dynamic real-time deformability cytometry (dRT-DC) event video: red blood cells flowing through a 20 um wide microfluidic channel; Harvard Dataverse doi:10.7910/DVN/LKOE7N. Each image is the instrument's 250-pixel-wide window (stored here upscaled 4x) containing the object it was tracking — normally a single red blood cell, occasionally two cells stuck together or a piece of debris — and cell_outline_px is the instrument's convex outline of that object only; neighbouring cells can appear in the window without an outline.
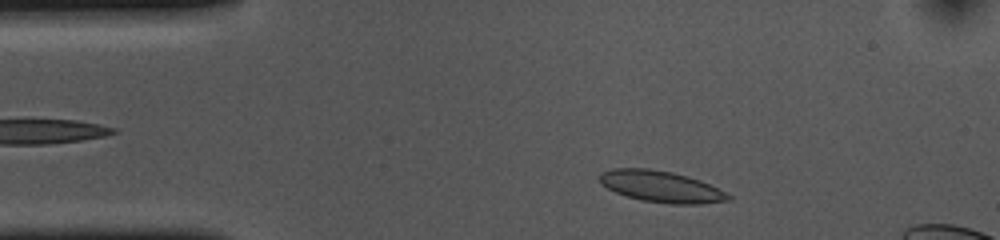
{"species": "common noctule bat (a hibernating species)", "species_latin": "Nyctalus noctula", "temperature_condition": "cold", "stored_images_in_passage": 41, "camera_frame_rate_fps": 3000, "um_per_image_px": 0.085, "animal": {"sex": "female", "body_mass_g": 10.0, "forearm_length_mm": 53.1}, "frame": {"image": 1, "passage_image": 4, "time_ms": 1.0, "image_size_px": [1000, 240], "cell_outline_px": [[732, 200], [704, 204], [672, 204], [640, 200], [616, 192], [600, 184], [596, 176], [600, 172], [612, 168], [648, 168], [672, 172], [688, 176], [700, 180], [732, 196]], "centroid_in_image_um": [56.15, 15.85], "position_along_channel_um": 28.8, "area_um2": 23.7}}
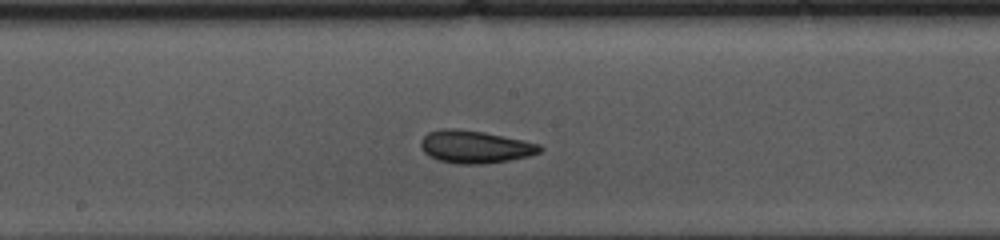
{"frame": {"image": 2, "passage_image": 22, "time_ms": 7.0, "image_size_px": [1000, 240], "cell_outline_px": [[544, 148], [540, 152], [528, 156], [508, 160], [484, 164], [456, 164], [440, 160], [424, 152], [420, 148], [420, 140], [428, 132], [440, 128], [456, 128], [484, 132], [504, 136], [540, 144]], "centroid_in_image_um": [40.36, 12.47], "position_along_channel_um": 207.8, "area_um2": 22.66}}
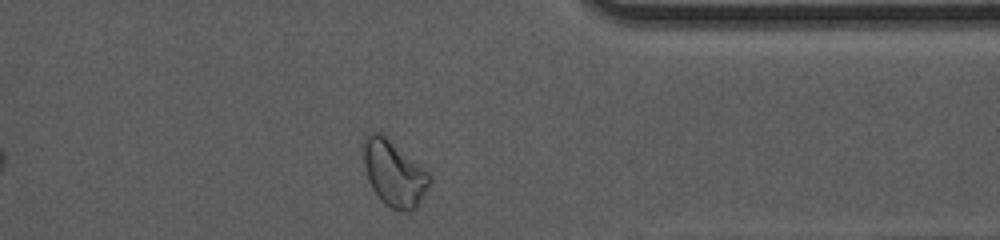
{"frame": {"image": 3, "passage_image": 37, "time_ms": 12.0, "image_size_px": [1000, 240], "cell_outline_px": [[432, 180], [428, 188], [416, 208], [392, 208], [384, 204], [380, 200], [372, 188], [368, 180], [364, 164], [360, 144], [364, 136], [368, 132], [380, 132], [424, 168], [432, 176]], "centroid_in_image_um": [33.44, 14.67], "position_along_channel_um": 378.0, "area_um2": 25.26}, "authors_computed_cell_mechanics": {"area_um2": 22.253, "velocity_mm_per_s": 3.6354, "shape_relaxation_time_tau1_ms": 5.4781, "shape_relaxation_time_tau2_ms": 2.2247, "deformation_change_tau1": 0.1124, "deformation_change_tau2": 0.0633}}